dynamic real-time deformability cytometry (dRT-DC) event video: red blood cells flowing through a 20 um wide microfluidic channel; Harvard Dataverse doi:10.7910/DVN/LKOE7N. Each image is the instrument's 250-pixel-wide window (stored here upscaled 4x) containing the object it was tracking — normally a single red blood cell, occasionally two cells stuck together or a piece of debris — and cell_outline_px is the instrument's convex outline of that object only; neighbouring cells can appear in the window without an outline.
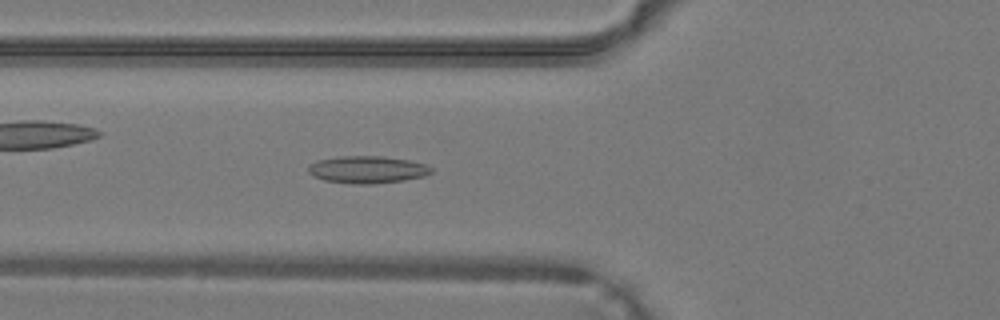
{"species": "common noctule bat (a hibernating species)", "species_latin": "Nyctalus noctula", "temperature_condition": "warm", "stored_images_in_passage": 39, "camera_frame_rate_fps": 3000, "um_per_image_px": 0.085, "animal": {"sex": "male", "body_mass_g": 19.2, "forearm_length_mm": 51.8}, "frame": {"image": 1, "passage_image": 17, "time_ms": 5.333, "image_size_px": [1000, 320], "cell_outline_px": [[432, 172], [424, 176], [404, 180], [376, 184], [352, 184], [324, 180], [312, 176], [308, 172], [308, 164], [316, 160], [340, 156], [380, 156], [408, 160], [424, 164], [432, 168]], "centroid_in_image_um": [31.17, 14.42], "position_along_channel_um": 94.6, "area_um2": 19.65}}
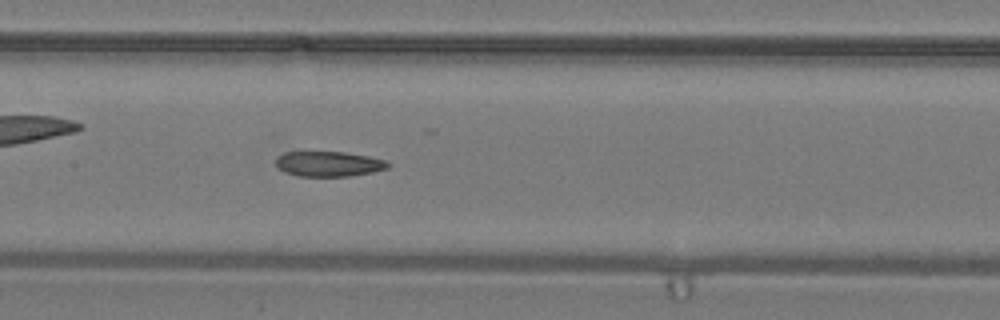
{"frame": {"image": 2, "passage_image": 22, "time_ms": 7.0, "image_size_px": [1000, 320], "cell_outline_px": [[388, 168], [372, 172], [352, 176], [300, 176], [284, 172], [276, 164], [276, 156], [284, 152], [344, 152], [368, 156], [388, 160]], "centroid_in_image_um": [27.94, 13.93], "position_along_channel_um": 179.5, "area_um2": 16.42}}
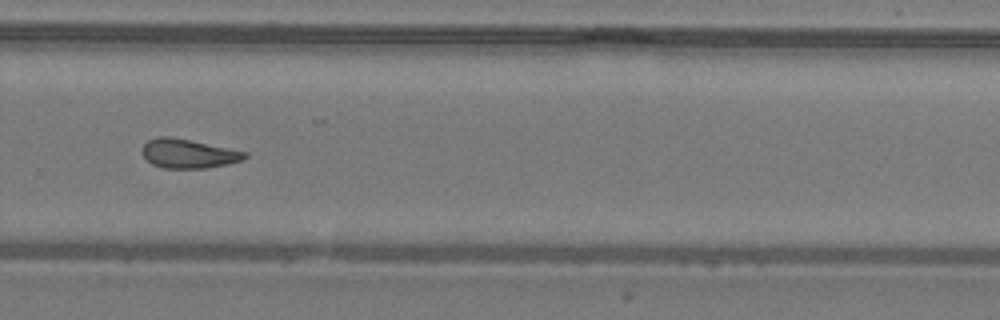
{"frame": {"image": 3, "passage_image": 30, "time_ms": 9.667, "image_size_px": [1000, 320], "cell_outline_px": [[248, 156], [244, 160], [228, 164], [204, 168], [164, 168], [152, 164], [140, 152], [140, 148], [148, 140], [156, 136], [168, 136], [248, 152]], "centroid_in_image_um": [15.99, 13.06], "position_along_channel_um": 313.8, "area_um2": 17.4}}